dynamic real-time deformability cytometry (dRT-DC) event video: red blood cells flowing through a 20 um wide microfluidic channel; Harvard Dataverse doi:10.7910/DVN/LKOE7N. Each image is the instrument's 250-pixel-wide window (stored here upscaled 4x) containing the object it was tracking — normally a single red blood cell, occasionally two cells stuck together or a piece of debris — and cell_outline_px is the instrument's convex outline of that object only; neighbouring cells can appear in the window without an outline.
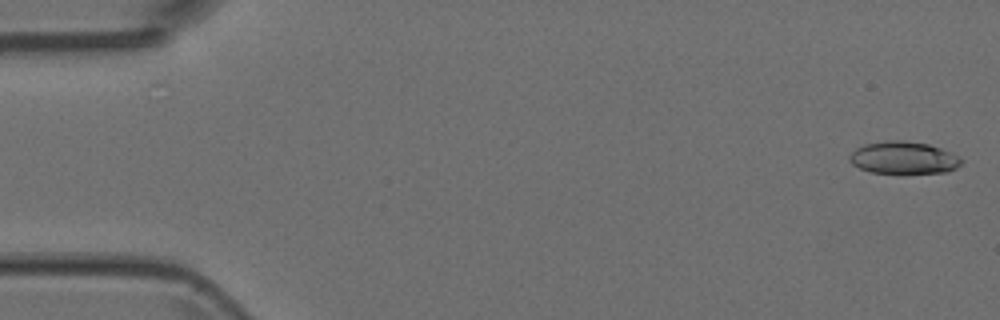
{"species": "Egyptian fruit bat (a non-hibernating species)", "species_latin": "Rousettus aegyptiacus", "temperature_condition": "room temperature", "stored_images_in_passage": 4, "camera_frame_rate_fps": 3000, "um_per_image_px": 0.085, "animal": {"sex": "female"}, "frame": {"image": 1, "passage_image": 1, "time_ms": 0.0, "image_size_px": [1000, 320], "cell_outline_px": [[964, 160], [956, 168], [948, 172], [900, 176], [872, 172], [860, 168], [852, 164], [848, 160], [848, 156], [856, 148], [864, 144], [888, 140], [904, 140], [928, 144], [940, 148]], "centroid_in_image_um": [76.78, 13.46], "position_along_channel_um": 8.2, "area_um2": 21.85}}
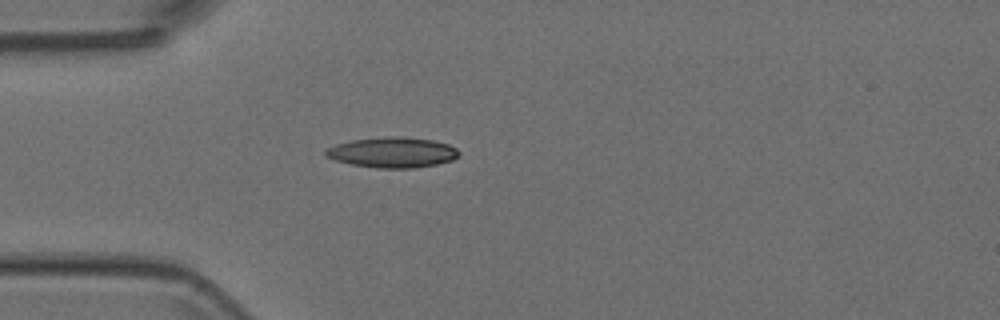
{"frame": {"image": 2, "passage_image": 4, "time_ms": 1.0, "image_size_px": [1000, 320], "cell_outline_px": [[460, 156], [452, 160], [436, 164], [412, 168], [376, 168], [352, 164], [336, 160], [324, 156], [324, 152], [328, 148], [336, 144], [352, 140], [388, 136], [396, 136], [432, 140], [448, 144], [456, 148], [460, 152]], "centroid_in_image_um": [33.37, 12.95], "position_along_channel_um": 51.6, "area_um2": 23.52}}